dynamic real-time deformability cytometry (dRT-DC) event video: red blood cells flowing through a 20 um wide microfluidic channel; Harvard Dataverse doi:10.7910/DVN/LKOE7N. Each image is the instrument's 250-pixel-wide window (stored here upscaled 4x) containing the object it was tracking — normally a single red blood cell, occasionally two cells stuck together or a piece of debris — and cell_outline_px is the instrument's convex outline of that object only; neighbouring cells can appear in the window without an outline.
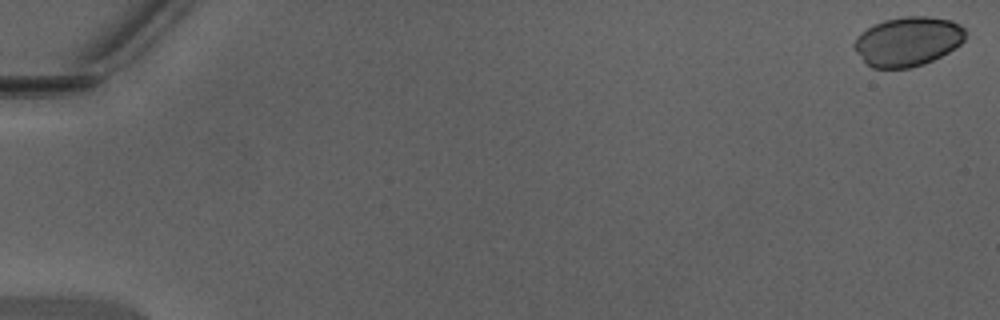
{"species": "Egyptian fruit bat (a non-hibernating species)", "species_latin": "Rousettus aegyptiacus", "temperature_condition": "warm", "stored_images_in_passage": 50, "camera_frame_rate_fps": 3000, "um_per_image_px": 0.085, "animal": {"sex": "male"}, "frame": {"image": 1, "passage_image": 1, "time_ms": 0.0, "image_size_px": [1000, 320], "cell_outline_px": [[964, 40], [960, 44], [948, 52], [924, 64], [908, 68], [872, 68], [856, 52], [852, 44], [860, 32], [884, 20], [904, 16], [928, 16], [952, 20], [960, 24], [964, 28]], "centroid_in_image_um": [77.16, 3.51], "position_along_channel_um": 7.8, "area_um2": 31.85}}
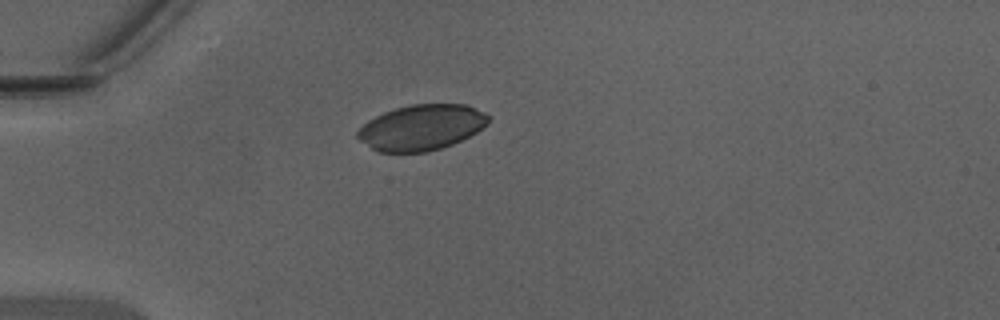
{"frame": {"image": 2, "passage_image": 15, "time_ms": 4.667, "image_size_px": [1000, 320], "cell_outline_px": [[488, 124], [476, 132], [452, 144], [428, 152], [380, 152], [372, 148], [360, 140], [356, 136], [356, 132], [368, 120], [384, 112], [396, 108], [412, 104], [464, 104], [484, 112], [488, 116]], "centroid_in_image_um": [35.81, 10.83], "position_along_channel_um": 49.2, "area_um2": 34.45}}